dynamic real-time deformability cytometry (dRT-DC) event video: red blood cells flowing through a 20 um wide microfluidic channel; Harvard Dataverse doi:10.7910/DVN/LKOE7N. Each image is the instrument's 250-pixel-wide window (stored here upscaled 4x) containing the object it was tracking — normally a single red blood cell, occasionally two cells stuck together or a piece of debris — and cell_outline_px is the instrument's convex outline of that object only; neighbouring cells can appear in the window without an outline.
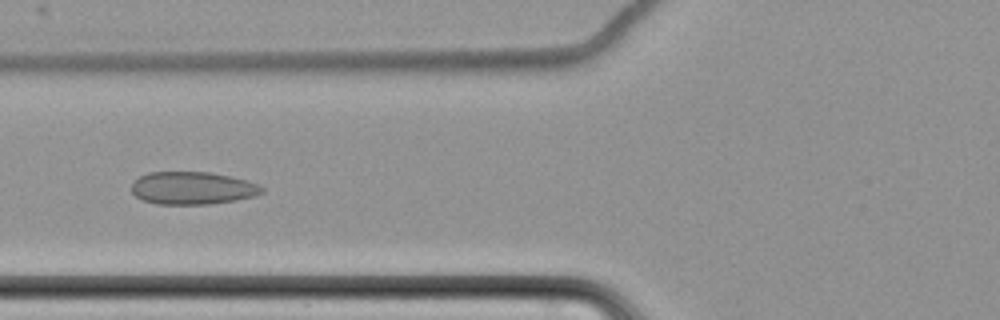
{"species": "common noctule bat (a hibernating species)", "species_latin": "Nyctalus noctula", "temperature_condition": "cold", "stored_images_in_passage": 8, "camera_frame_rate_fps": 3000, "um_per_image_px": 0.085, "animal": {"sex": "female", "body_mass_g": 22.7, "forearm_length_mm": 54.2}, "frame": {"image": 1, "passage_image": 7, "time_ms": 8.0, "image_size_px": [1000, 320], "cell_outline_px": [[264, 192], [256, 196], [236, 200], [208, 204], [156, 204], [144, 200], [136, 196], [132, 192], [132, 184], [140, 176], [148, 172], [212, 172], [248, 180], [260, 184], [264, 188]], "centroid_in_image_um": [16.42, 15.98], "position_along_channel_um": 109.4, "area_um2": 24.97}}
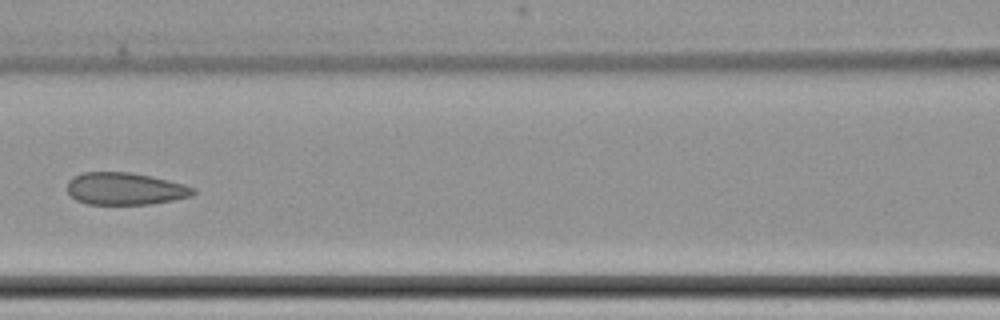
{"frame": {"image": 2, "passage_image": 8, "time_ms": 9.333, "image_size_px": [1000, 320], "cell_outline_px": [[196, 192], [192, 196], [152, 204], [88, 204], [76, 200], [68, 192], [68, 180], [72, 176], [84, 172], [132, 172], [152, 176], [184, 184], [196, 188]], "centroid_in_image_um": [10.65, 16.03], "position_along_channel_um": 156.0, "area_um2": 23.81}}